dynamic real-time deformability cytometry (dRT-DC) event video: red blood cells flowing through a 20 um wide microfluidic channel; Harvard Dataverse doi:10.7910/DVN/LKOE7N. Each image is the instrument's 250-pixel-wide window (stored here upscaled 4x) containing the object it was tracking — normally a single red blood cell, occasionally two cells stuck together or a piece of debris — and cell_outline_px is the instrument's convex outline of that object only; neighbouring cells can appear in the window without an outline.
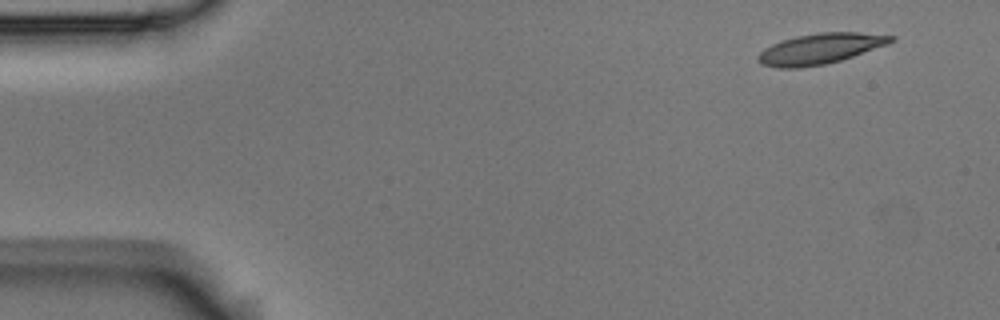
{"species": "Egyptian fruit bat (a non-hibernating species)", "species_latin": "Rousettus aegyptiacus", "temperature_condition": "room temperature", "stored_images_in_passage": 4, "camera_frame_rate_fps": 3000, "um_per_image_px": 0.085, "animal": {"sex": "male"}, "frame": {"image": 1, "passage_image": 1, "time_ms": 0.0, "image_size_px": [1000, 320], "cell_outline_px": [[896, 40], [888, 44], [840, 60], [824, 64], [800, 68], [776, 68], [760, 64], [756, 60], [756, 56], [764, 48], [772, 44], [796, 36], [820, 32], [860, 32], [896, 36]], "centroid_in_image_um": [69.69, 4.14], "position_along_channel_um": 15.3, "area_um2": 23.7}}